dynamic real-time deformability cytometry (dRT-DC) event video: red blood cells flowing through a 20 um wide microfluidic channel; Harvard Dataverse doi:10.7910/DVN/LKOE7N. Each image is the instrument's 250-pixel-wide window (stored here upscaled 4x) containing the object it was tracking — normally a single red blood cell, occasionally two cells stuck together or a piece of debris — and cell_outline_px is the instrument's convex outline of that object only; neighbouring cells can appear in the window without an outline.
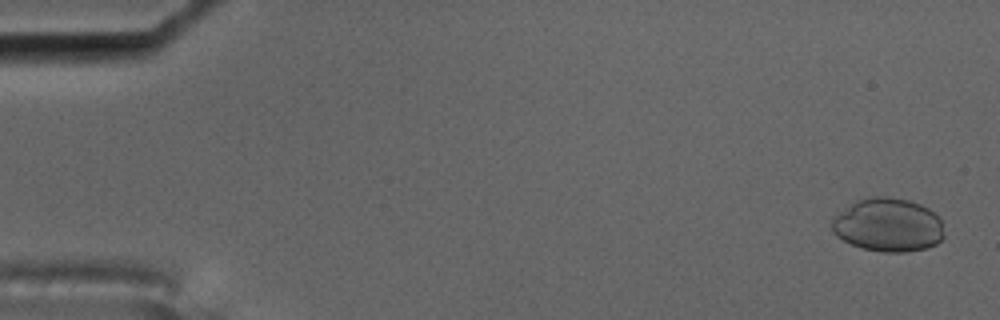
{"species": "common noctule bat (a hibernating species)", "species_latin": "Nyctalus noctula", "temperature_condition": "cold", "stored_images_in_passage": 6, "camera_frame_rate_fps": 3000, "um_per_image_px": 0.085, "animal": {"sex": "male", "body_mass_g": 17.5, "forearm_length_mm": 52.3}, "frame": {"image": 1, "passage_image": 1, "time_ms": 0.0, "image_size_px": [1000, 320], "cell_outline_px": [[944, 236], [936, 244], [928, 248], [908, 252], [880, 252], [864, 248], [852, 244], [836, 236], [832, 232], [832, 216], [856, 200], [872, 196], [888, 196], [908, 200], [920, 204], [928, 208], [940, 220]], "centroid_in_image_um": [75.46, 19.12], "position_along_channel_um": 9.5, "area_um2": 35.14}}